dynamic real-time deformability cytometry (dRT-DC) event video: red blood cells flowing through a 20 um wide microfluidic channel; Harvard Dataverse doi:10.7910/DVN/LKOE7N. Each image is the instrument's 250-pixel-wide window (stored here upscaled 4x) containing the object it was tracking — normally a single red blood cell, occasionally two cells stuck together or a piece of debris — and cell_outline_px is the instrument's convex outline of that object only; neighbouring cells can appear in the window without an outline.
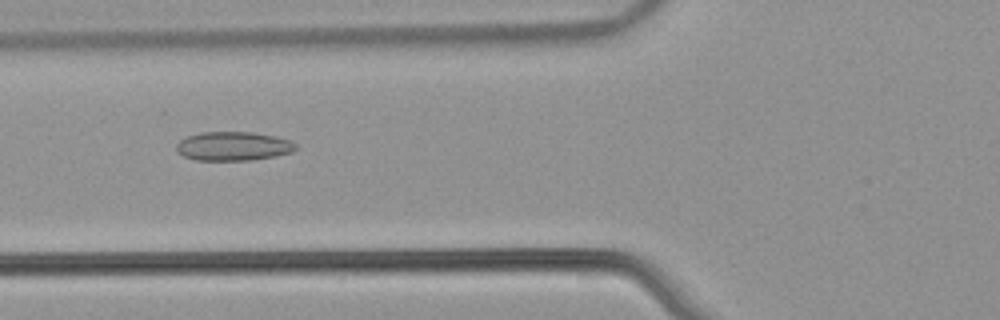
{"species": "common noctule bat (a hibernating species)", "species_latin": "Nyctalus noctula", "temperature_condition": "warm", "stored_images_in_passage": 53, "camera_frame_rate_fps": 3000, "um_per_image_px": 0.085, "animal": {"sex": "male", "body_mass_g": 21.5, "forearm_length_mm": 52.0}, "frame": {"image": 1, "passage_image": 21, "time_ms": 6.667, "image_size_px": [1000, 320], "cell_outline_px": [[296, 148], [292, 152], [252, 160], [196, 160], [184, 156], [176, 152], [176, 144], [180, 140], [188, 136], [200, 132], [252, 132], [276, 136], [292, 140], [296, 144]], "centroid_in_image_um": [19.82, 12.42], "position_along_channel_um": 106.0, "area_um2": 20.17}}
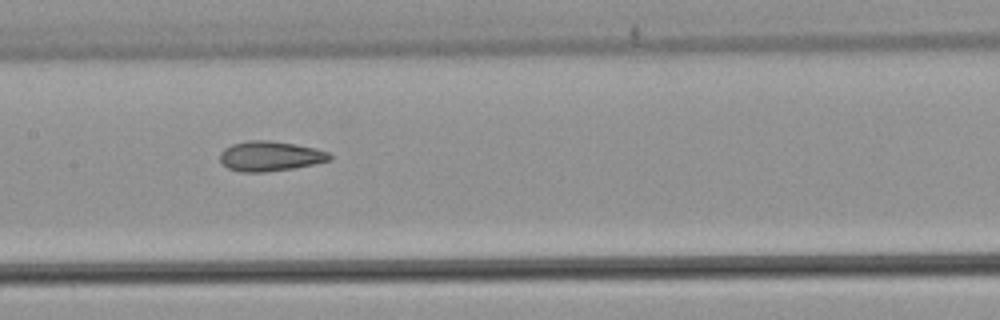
{"frame": {"image": 2, "passage_image": 27, "time_ms": 8.667, "image_size_px": [1000, 320], "cell_outline_px": [[332, 160], [292, 168], [264, 172], [240, 172], [228, 168], [220, 160], [220, 152], [224, 148], [232, 144], [248, 140], [268, 140], [296, 144], [316, 148], [328, 152], [332, 156]], "centroid_in_image_um": [22.95, 13.26], "position_along_channel_um": 184.4, "area_um2": 19.13}}
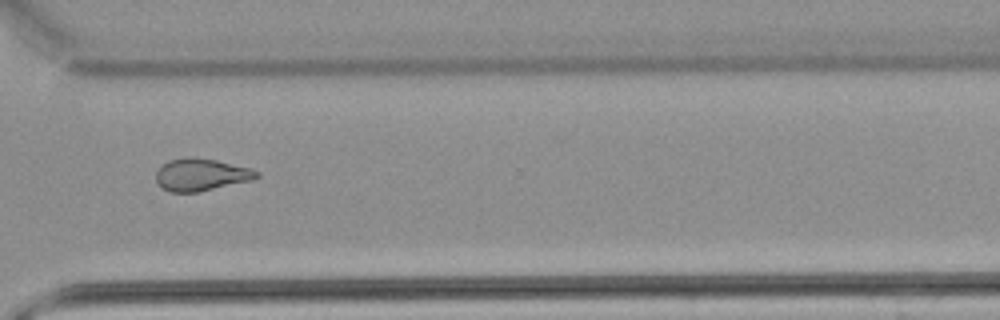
{"frame": {"image": 3, "passage_image": 40, "time_ms": 13.0, "image_size_px": [1000, 320], "cell_outline_px": [[260, 176], [252, 180], [200, 192], [168, 192], [160, 188], [156, 180], [156, 172], [168, 160], [188, 156], [192, 156], [216, 160], [252, 168], [260, 172]], "centroid_in_image_um": [17.1, 14.85], "position_along_channel_um": 353.5, "area_um2": 19.25}, "authors_computed_cell_mechanics": {"area_um2": 20.1722, "velocity_mm_per_s": 3.9083, "shape_relaxation_time_tau1_ms": null, "shape_relaxation_time_tau2_ms": 2.5127, "deformation_change_tau1": null, "deformation_change_tau2": 0.0915}}